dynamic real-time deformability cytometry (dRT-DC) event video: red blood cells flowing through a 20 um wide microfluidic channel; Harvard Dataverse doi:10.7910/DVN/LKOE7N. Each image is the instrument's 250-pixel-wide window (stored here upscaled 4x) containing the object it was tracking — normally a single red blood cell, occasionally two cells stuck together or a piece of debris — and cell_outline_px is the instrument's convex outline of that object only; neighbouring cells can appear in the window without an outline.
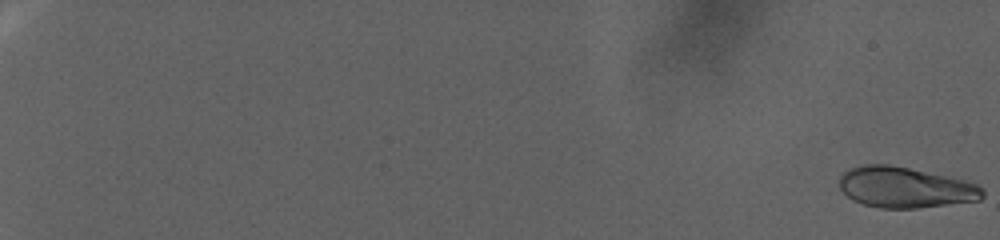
{"species": "human", "species_latin": "Homo sapiens", "temperature_condition": "warm", "stored_images_in_passage": 95, "camera_frame_rate_fps": 3000, "um_per_image_px": 0.085, "donor": {"sex": "female"}, "frame": {"image": 1, "passage_image": 1, "time_ms": 0.0, "image_size_px": [1000, 240], "cell_outline_px": [[984, 196], [980, 200], [916, 208], [880, 208], [864, 204], [852, 200], [840, 188], [840, 176], [848, 168], [864, 164], [888, 164], [908, 168], [964, 180], [976, 184], [984, 192]], "centroid_in_image_um": [76.9, 15.93], "position_along_channel_um": 8.1, "area_um2": 33.7}}
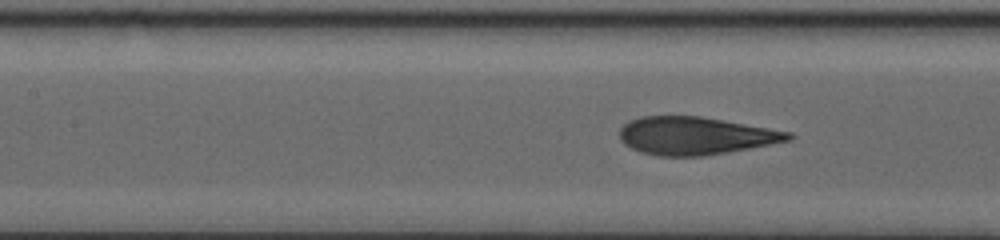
{"frame": {"image": 2, "passage_image": 52, "time_ms": 17.0, "image_size_px": [1000, 240], "cell_outline_px": [[796, 136], [792, 140], [704, 156], [660, 156], [640, 152], [624, 144], [620, 140], [620, 128], [628, 120], [640, 116], [700, 116], [724, 120], [792, 132]], "centroid_in_image_um": [59.1, 11.53], "position_along_channel_um": 148.3, "area_um2": 37.22}}
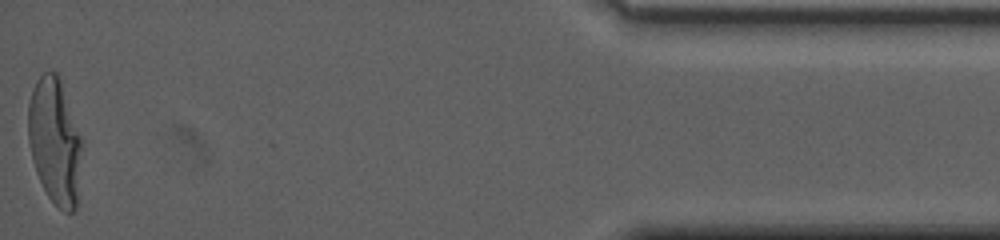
{"frame": {"image": 3, "passage_image": 95, "time_ms": 31.333, "image_size_px": [1000, 240], "cell_outline_px": [[84, 144], [76, 208], [72, 212], [64, 212], [48, 196], [36, 172], [32, 160], [28, 140], [28, 104], [32, 88], [36, 80], [44, 72], [60, 72]], "centroid_in_image_um": [4.69, 11.94], "position_along_channel_um": 430.5, "area_um2": 40.52}, "authors_computed_cell_mechanics": {"area_um2": 36.2984, "velocity_mm_per_s": 2.4055, "shape_relaxation_time_tau1_ms": 8.9706, "shape_relaxation_time_tau2_ms": null, "deformation_change_tau1": 0.2699, "deformation_change_tau2": null}}